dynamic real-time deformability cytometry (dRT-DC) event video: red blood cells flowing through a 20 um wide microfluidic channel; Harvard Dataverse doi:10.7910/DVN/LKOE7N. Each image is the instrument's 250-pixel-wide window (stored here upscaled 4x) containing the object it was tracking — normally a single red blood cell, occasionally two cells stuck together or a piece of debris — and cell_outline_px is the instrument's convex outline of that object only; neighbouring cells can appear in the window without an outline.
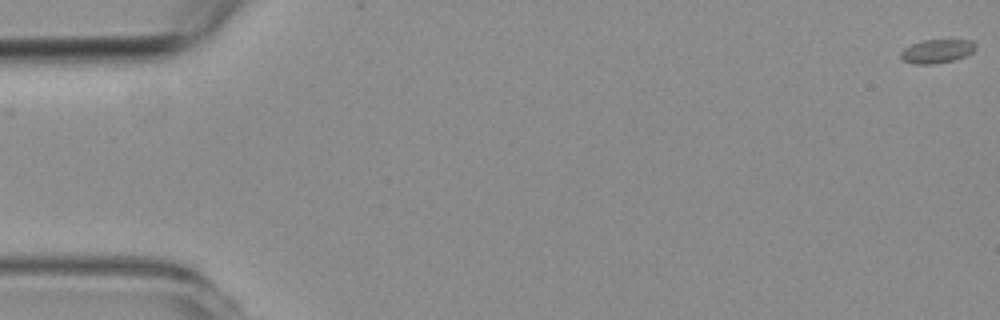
{"species": "common noctule bat (a hibernating species)", "species_latin": "Nyctalus noctula", "temperature_condition": "room temperature", "stored_images_in_passage": 13, "camera_frame_rate_fps": 3000, "um_per_image_px": 0.085, "animal": {"sex": "female", "body_mass_g": 19.3, "forearm_length_mm": 54.1}, "frame": {"image": 1, "passage_image": 1, "time_ms": 0.0, "image_size_px": [1000, 320], "cell_outline_px": [[976, 48], [972, 52], [964, 56], [952, 60], [936, 64], [916, 64], [904, 60], [900, 56], [900, 52], [904, 48], [912, 44], [924, 40], [972, 40], [976, 44]], "centroid_in_image_um": [79.64, 4.35], "position_along_channel_um": 5.4, "area_um2": 10.23}}